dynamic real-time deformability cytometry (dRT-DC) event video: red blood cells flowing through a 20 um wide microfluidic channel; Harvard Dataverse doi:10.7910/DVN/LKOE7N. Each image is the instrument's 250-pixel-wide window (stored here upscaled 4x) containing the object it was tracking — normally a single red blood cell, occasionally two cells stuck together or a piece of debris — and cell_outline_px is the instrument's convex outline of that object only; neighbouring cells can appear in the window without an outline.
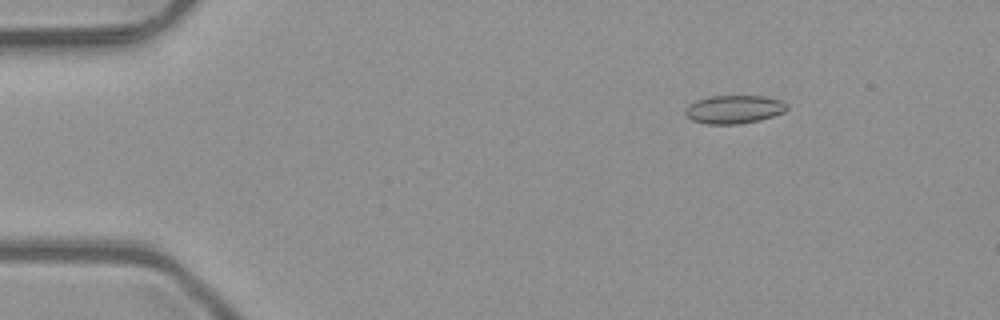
{"species": "common noctule bat (a hibernating species)", "species_latin": "Nyctalus noctula", "temperature_condition": "room temperature", "stored_images_in_passage": 5, "camera_frame_rate_fps": 3000, "um_per_image_px": 0.085, "animal": {"sex": "male", "body_mass_g": 23.1, "forearm_length_mm": 52.7}, "frame": {"image": 1, "passage_image": 2, "time_ms": 0.333, "image_size_px": [1000, 320], "cell_outline_px": [[788, 108], [784, 112], [760, 120], [740, 124], [704, 124], [692, 120], [684, 112], [684, 108], [688, 104], [696, 100], [712, 96], [764, 96], [780, 100], [788, 104]], "centroid_in_image_um": [62.38, 9.3], "position_along_channel_um": 22.6, "area_um2": 16.88}}